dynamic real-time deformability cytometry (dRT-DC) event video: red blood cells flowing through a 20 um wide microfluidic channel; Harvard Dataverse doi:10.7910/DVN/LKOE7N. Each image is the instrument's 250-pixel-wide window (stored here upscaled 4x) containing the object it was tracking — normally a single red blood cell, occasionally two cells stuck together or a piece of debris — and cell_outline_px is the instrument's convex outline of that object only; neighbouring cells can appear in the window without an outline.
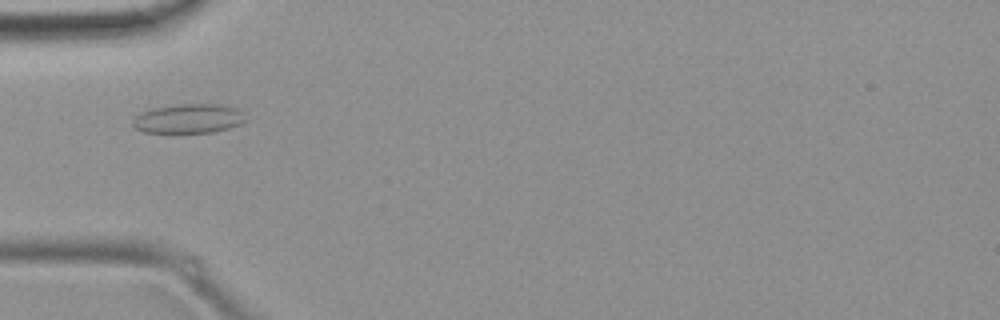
{"species": "common noctule bat (a hibernating species)", "species_latin": "Nyctalus noctula", "temperature_condition": "room temperature", "stored_images_in_passage": 5, "camera_frame_rate_fps": 3000, "um_per_image_px": 0.085, "animal": {"sex": "female", "body_mass_g": 19.9}, "frame": {"image": 1, "passage_image": 5, "time_ms": 4.667, "image_size_px": [1000, 320], "cell_outline_px": [[244, 120], [240, 124], [228, 128], [212, 132], [144, 132], [136, 128], [132, 124], [132, 120], [140, 112], [148, 108], [180, 104], [220, 104], [236, 108], [240, 112]], "centroid_in_image_um": [15.96, 10.07], "position_along_channel_um": 69.0, "area_um2": 19.07}}